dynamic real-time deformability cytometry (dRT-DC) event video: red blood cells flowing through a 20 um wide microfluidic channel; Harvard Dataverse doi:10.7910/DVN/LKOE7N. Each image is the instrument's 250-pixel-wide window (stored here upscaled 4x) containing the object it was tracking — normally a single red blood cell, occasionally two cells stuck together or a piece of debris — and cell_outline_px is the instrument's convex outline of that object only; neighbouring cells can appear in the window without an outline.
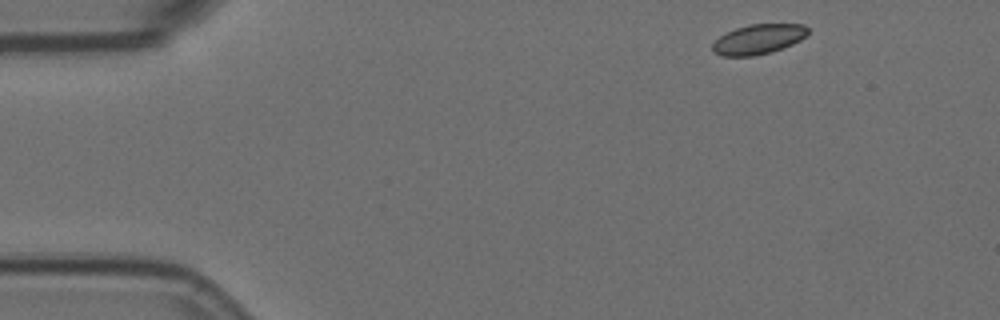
{"species": "Egyptian fruit bat (a non-hibernating species)", "species_latin": "Rousettus aegyptiacus", "temperature_condition": "room temperature", "stored_images_in_passage": 3, "camera_frame_rate_fps": 3000, "um_per_image_px": 0.085, "animal": {"sex": "female"}, "frame": {"image": 1, "passage_image": 1, "time_ms": 0.0, "image_size_px": [1000, 320], "cell_outline_px": [[808, 32], [800, 40], [792, 44], [772, 52], [752, 56], [720, 56], [712, 52], [712, 44], [720, 36], [736, 28], [748, 24], [804, 24], [808, 28]], "centroid_in_image_um": [64.44, 3.34], "position_along_channel_um": 20.6, "area_um2": 16.59}}
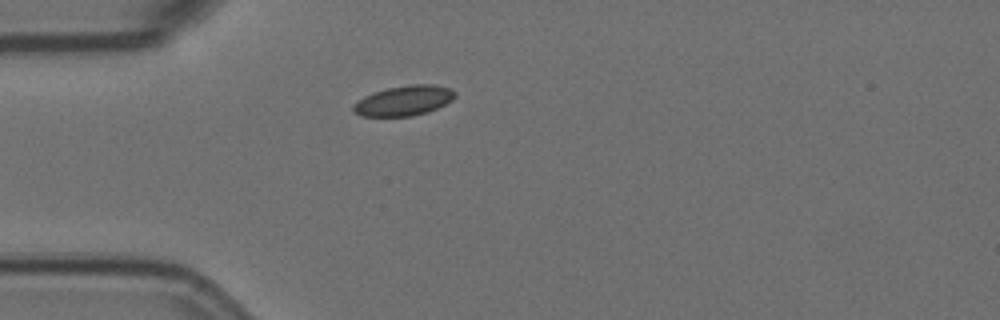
{"frame": {"image": 2, "passage_image": 3, "time_ms": 0.667, "image_size_px": [1000, 320], "cell_outline_px": [[456, 96], [452, 100], [428, 112], [412, 116], [360, 116], [352, 112], [352, 104], [364, 96], [372, 92], [388, 88], [408, 84], [432, 84], [452, 88], [456, 92]], "centroid_in_image_um": [34.31, 8.55], "position_along_channel_um": 50.7, "area_um2": 18.03}}